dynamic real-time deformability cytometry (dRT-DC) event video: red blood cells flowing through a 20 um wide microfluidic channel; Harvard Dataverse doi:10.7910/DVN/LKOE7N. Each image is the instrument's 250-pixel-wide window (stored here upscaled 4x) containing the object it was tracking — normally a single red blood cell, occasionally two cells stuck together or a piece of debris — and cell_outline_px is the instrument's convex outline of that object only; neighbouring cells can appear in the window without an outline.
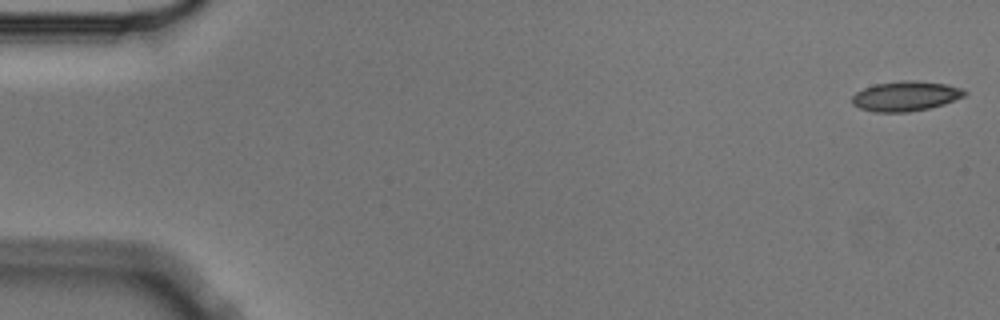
{"species": "Egyptian fruit bat (a non-hibernating species)", "species_latin": "Rousettus aegyptiacus", "temperature_condition": "cold", "stored_images_in_passage": 6, "segment_of_instrument_passage": [1, 2], "camera_frame_rate_fps": 3000, "um_per_image_px": 0.085, "animal": {"sex": "male"}, "frame": {"image": 1, "passage_image": 1, "time_ms": 0.0, "image_size_px": [1000, 320], "cell_outline_px": [[968, 92], [964, 96], [944, 104], [928, 108], [908, 112], [872, 112], [860, 108], [852, 104], [852, 96], [856, 92], [864, 88], [876, 84], [900, 80], [916, 80], [948, 84], [964, 88]], "centroid_in_image_um": [77.0, 8.16], "position_along_channel_um": 8.0, "area_um2": 19.77}}